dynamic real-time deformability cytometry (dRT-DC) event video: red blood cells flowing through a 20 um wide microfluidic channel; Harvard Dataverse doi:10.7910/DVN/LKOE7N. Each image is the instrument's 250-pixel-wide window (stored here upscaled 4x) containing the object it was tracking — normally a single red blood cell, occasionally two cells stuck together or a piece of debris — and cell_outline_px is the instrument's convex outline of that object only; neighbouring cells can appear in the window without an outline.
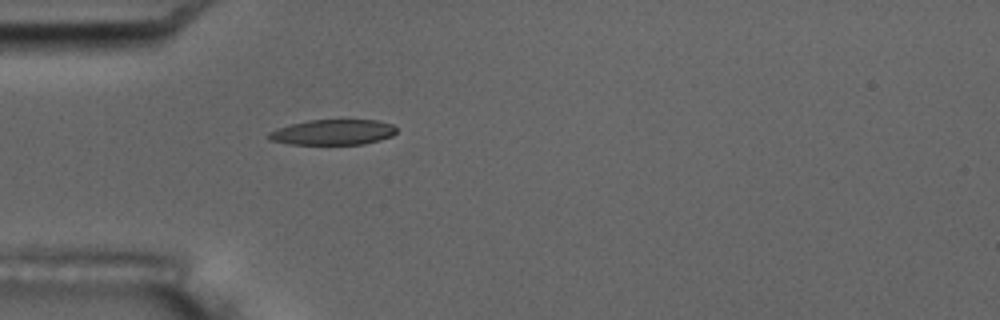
{"species": "common noctule bat (a hibernating species)", "species_latin": "Nyctalus noctula", "temperature_condition": "room temperature", "stored_images_in_passage": 6, "camera_frame_rate_fps": 3000, "um_per_image_px": 0.085, "animal": {"sex": "male", "body_mass_g": 17.5, "forearm_length_mm": 52.3}, "frame": {"image": 1, "passage_image": 6, "time_ms": 5.667, "image_size_px": [1000, 320], "cell_outline_px": [[396, 132], [392, 136], [380, 140], [364, 144], [288, 144], [272, 140], [268, 136], [268, 132], [276, 128], [308, 120], [376, 120], [392, 124], [396, 128]], "centroid_in_image_um": [28.31, 11.24], "position_along_channel_um": 56.7, "area_um2": 18.84}}